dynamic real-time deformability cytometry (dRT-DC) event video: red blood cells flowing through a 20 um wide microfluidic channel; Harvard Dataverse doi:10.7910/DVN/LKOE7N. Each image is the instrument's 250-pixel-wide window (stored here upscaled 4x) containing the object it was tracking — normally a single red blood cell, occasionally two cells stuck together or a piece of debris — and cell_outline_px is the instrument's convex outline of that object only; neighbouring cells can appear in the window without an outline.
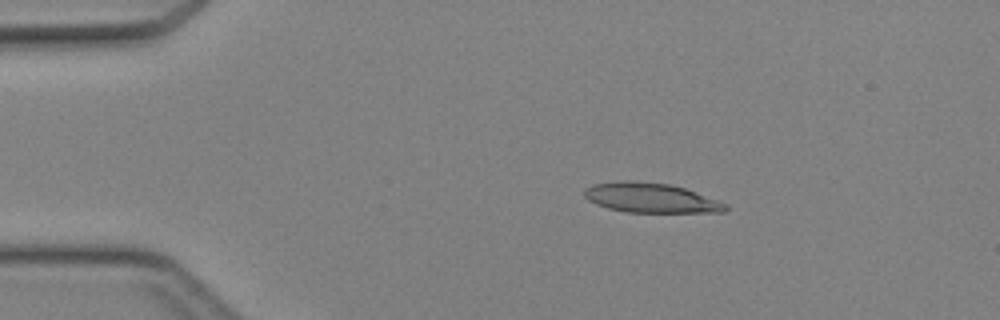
{"species": "Egyptian fruit bat (a non-hibernating species)", "species_latin": "Rousettus aegyptiacus", "temperature_condition": "cold", "stored_images_in_passage": 46, "camera_frame_rate_fps": 3000, "um_per_image_px": 0.085, "animal": {"sex": "female"}, "frame": {"image": 1, "passage_image": 9, "time_ms": 2.667, "image_size_px": [1000, 320], "cell_outline_px": [[728, 208], [724, 212], [628, 212], [608, 208], [596, 204], [588, 200], [584, 196], [584, 188], [592, 184], [624, 180], [632, 180], [668, 184], [684, 188], [728, 204]], "centroid_in_image_um": [55.28, 16.81], "position_along_channel_um": 29.7, "area_um2": 24.33}}
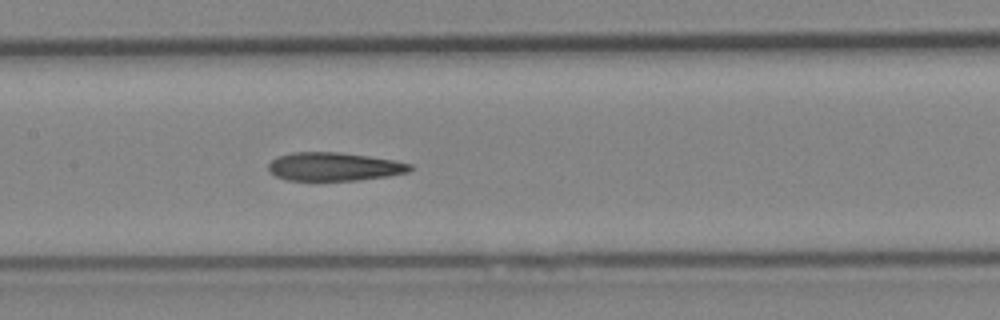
{"frame": {"image": 2, "passage_image": 23, "time_ms": 7.333, "image_size_px": [1000, 320], "cell_outline_px": [[412, 168], [408, 172], [388, 176], [356, 180], [288, 180], [276, 176], [268, 168], [268, 164], [272, 160], [280, 156], [292, 152], [340, 152], [368, 156], [392, 160], [412, 164]], "centroid_in_image_um": [28.4, 14.16], "position_along_channel_um": 179.0, "area_um2": 23.18}}
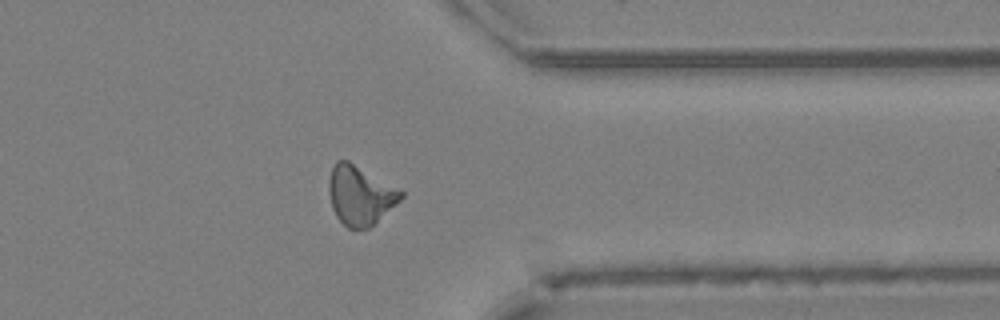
{"frame": {"image": 3, "passage_image": 37, "time_ms": 12.0, "image_size_px": [1000, 320], "cell_outline_px": [[404, 196], [396, 204], [368, 228], [348, 228], [336, 216], [332, 208], [328, 192], [328, 180], [332, 168], [336, 160], [348, 160], [404, 192]], "centroid_in_image_um": [30.57, 16.58], "position_along_channel_um": 380.8, "area_um2": 24.51}}